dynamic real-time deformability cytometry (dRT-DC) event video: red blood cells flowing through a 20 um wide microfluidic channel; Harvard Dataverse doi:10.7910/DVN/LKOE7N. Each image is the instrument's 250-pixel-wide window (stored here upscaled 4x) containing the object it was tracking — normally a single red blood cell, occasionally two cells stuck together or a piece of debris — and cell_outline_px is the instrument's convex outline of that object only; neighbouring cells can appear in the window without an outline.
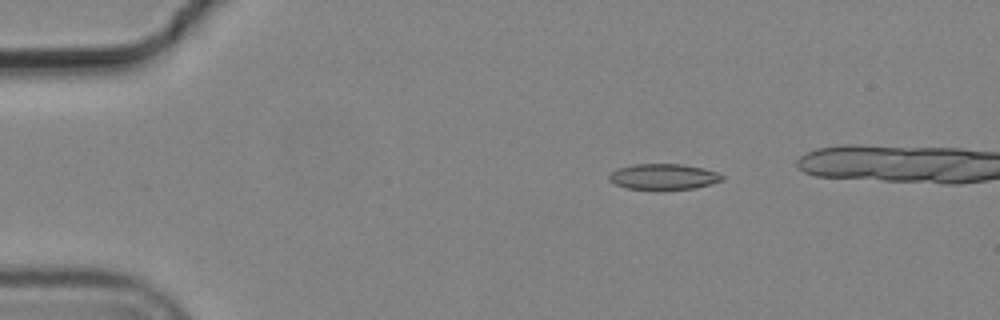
{"species": "common noctule bat (a hibernating species)", "species_latin": "Nyctalus noctula", "temperature_condition": "cold", "stored_images_in_passage": 5, "camera_frame_rate_fps": 3000, "um_per_image_px": 0.085, "animal": {"sex": "male", "body_mass_g": 19.2, "forearm_length_mm": 51.8}, "frame": {"image": 1, "passage_image": 2, "time_ms": 0.333, "image_size_px": [1000, 320], "cell_outline_px": [[724, 180], [712, 184], [696, 188], [624, 188], [608, 180], [608, 176], [616, 168], [632, 164], [680, 164], [700, 168], [716, 172], [724, 176]], "centroid_in_image_um": [56.38, 15.0], "position_along_channel_um": 28.6, "area_um2": 16.65}}